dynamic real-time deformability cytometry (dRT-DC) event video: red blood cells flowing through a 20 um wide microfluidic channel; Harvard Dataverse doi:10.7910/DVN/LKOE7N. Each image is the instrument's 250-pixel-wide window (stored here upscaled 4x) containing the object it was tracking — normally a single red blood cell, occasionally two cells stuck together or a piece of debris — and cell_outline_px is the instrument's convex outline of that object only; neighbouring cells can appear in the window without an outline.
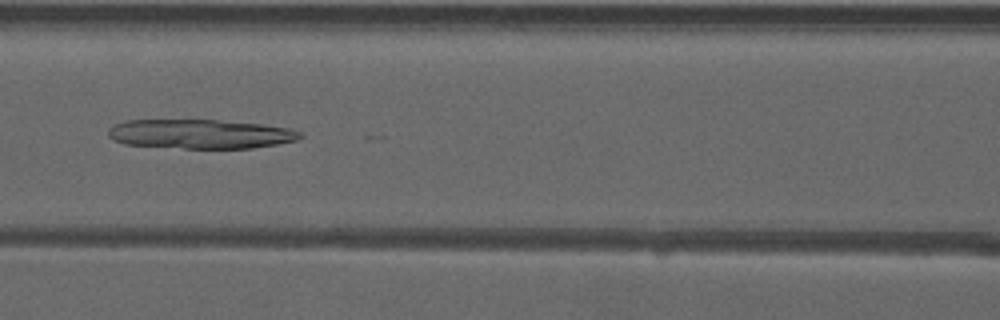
{"species": "common noctule bat (a hibernating species)", "species_latin": "Nyctalus noctula", "temperature_condition": "warm", "stored_images_in_passage": 28, "camera_frame_rate_fps": 3000, "um_per_image_px": 0.085, "animal": {"sex": "male", "forearm_length_mm": 52.5}, "frame": {"image": 1, "passage_image": 23, "time_ms": 7.333, "image_size_px": [1000, 320], "cell_outline_px": [[304, 136], [296, 140], [276, 144], [252, 148], [184, 148], [124, 144], [112, 140], [108, 136], [108, 128], [116, 124], [128, 120], [216, 120], [260, 124], [292, 128], [300, 132]], "centroid_in_image_um": [17.02, 11.39], "position_along_channel_um": 149.6, "area_um2": 32.66}}
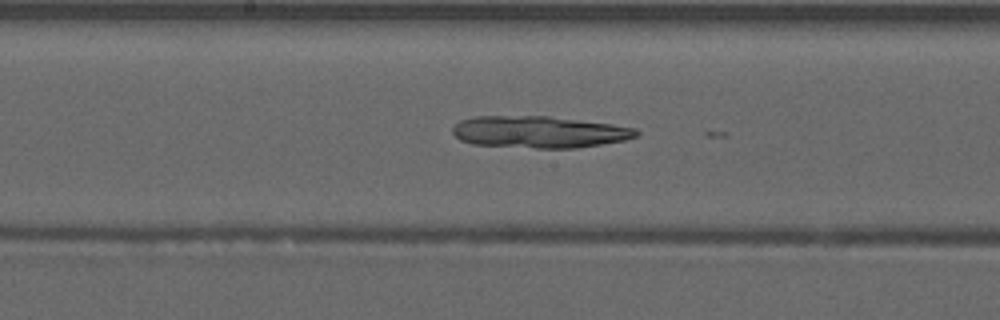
{"frame": {"image": 2, "passage_image": 27, "time_ms": 8.667, "image_size_px": [1000, 320], "cell_outline_px": [[640, 132], [636, 136], [624, 140], [576, 148], [536, 148], [472, 144], [460, 140], [452, 132], [452, 128], [460, 120], [472, 116], [548, 116], [612, 124], [636, 128]], "centroid_in_image_um": [45.8, 11.21], "position_along_channel_um": 202.4, "area_um2": 34.04}}